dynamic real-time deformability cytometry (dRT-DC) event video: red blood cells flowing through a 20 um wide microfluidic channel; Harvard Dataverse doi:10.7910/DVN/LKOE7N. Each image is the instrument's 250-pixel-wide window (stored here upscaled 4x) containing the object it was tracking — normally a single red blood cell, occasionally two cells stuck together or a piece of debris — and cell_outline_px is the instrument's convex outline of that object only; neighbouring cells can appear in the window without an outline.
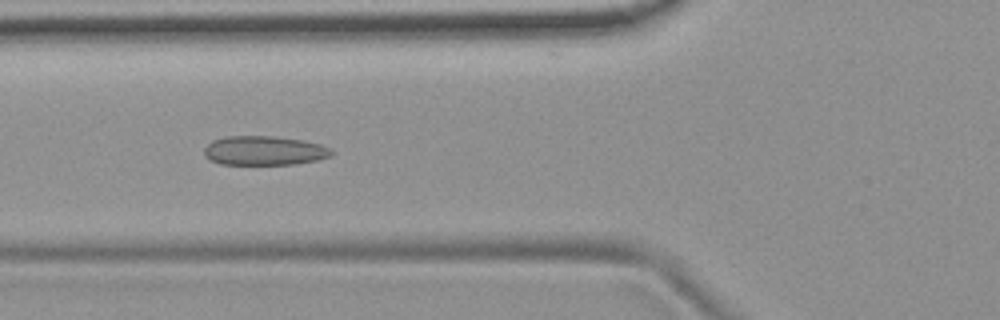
{"species": "common noctule bat (a hibernating species)", "species_latin": "Nyctalus noctula", "temperature_condition": "room temperature", "stored_images_in_passage": 42, "camera_frame_rate_fps": 3000, "um_per_image_px": 0.085, "animal": {"sex": "female", "body_mass_g": 19.9}, "frame": {"image": 1, "passage_image": 15, "time_ms": 4.667, "image_size_px": [1000, 320], "cell_outline_px": [[336, 152], [332, 156], [316, 160], [292, 164], [220, 164], [208, 160], [204, 156], [204, 148], [212, 140], [224, 136], [276, 136], [304, 140], [320, 144], [332, 148]], "centroid_in_image_um": [22.47, 12.79], "position_along_channel_um": 103.3, "area_um2": 22.02}}
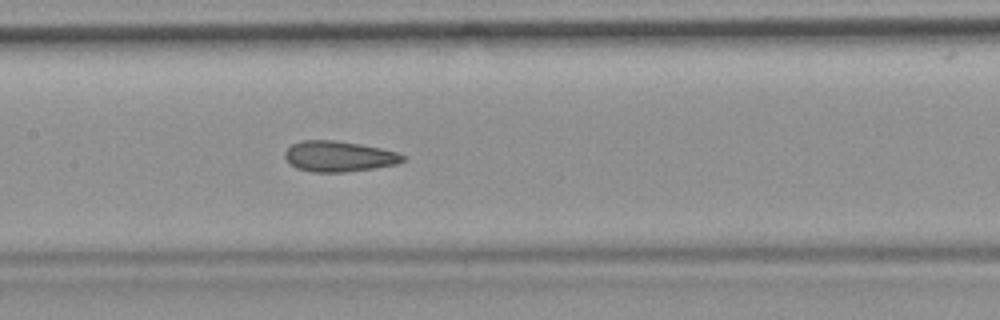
{"frame": {"image": 2, "passage_image": 21, "time_ms": 6.667, "image_size_px": [1000, 320], "cell_outline_px": [[408, 160], [396, 164], [372, 168], [344, 172], [312, 172], [296, 168], [284, 156], [284, 152], [292, 144], [304, 140], [332, 140], [360, 144], [380, 148], [396, 152], [408, 156]], "centroid_in_image_um": [28.83, 13.29], "position_along_channel_um": 178.6, "area_um2": 20.98}}
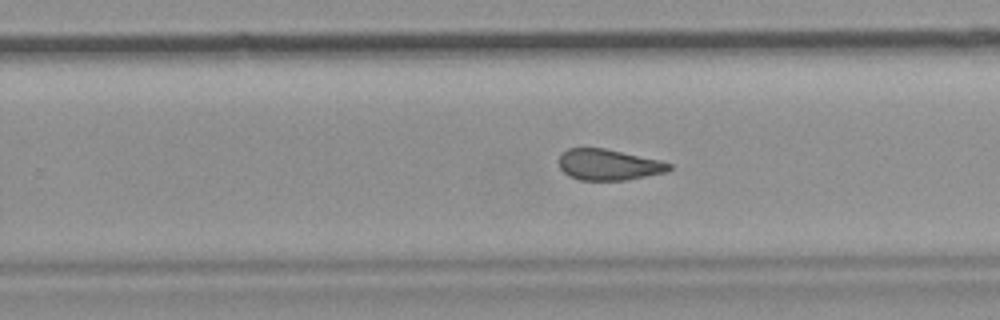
{"frame": {"image": 3, "passage_image": 29, "time_ms": 9.333, "image_size_px": [1000, 320], "cell_outline_px": [[672, 168], [668, 172], [628, 180], [580, 180], [568, 176], [560, 168], [560, 156], [568, 148], [604, 148], [660, 160], [672, 164]], "centroid_in_image_um": [51.77, 14.01], "position_along_channel_um": 278.0, "area_um2": 19.94}, "authors_computed_cell_mechanics": {"area_um2": 21.5594, "velocity_mm_per_s": 3.7553, "shape_relaxation_time_tau1_ms": null, "shape_relaxation_time_tau2_ms": 1.8318, "deformation_change_tau1": null, "deformation_change_tau2": 0.0943}}